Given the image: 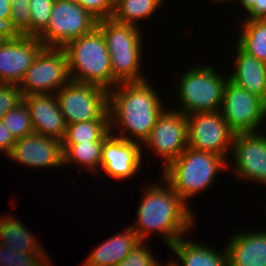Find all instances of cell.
<instances>
[{
    "instance_id": "obj_1",
    "label": "cell",
    "mask_w": 266,
    "mask_h": 266,
    "mask_svg": "<svg viewBox=\"0 0 266 266\" xmlns=\"http://www.w3.org/2000/svg\"><path fill=\"white\" fill-rule=\"evenodd\" d=\"M160 179L164 183L144 187L136 211L137 219L130 227L140 241L147 242L150 234L157 233L170 247L192 230L196 217L191 207L163 178Z\"/></svg>"
},
{
    "instance_id": "obj_2",
    "label": "cell",
    "mask_w": 266,
    "mask_h": 266,
    "mask_svg": "<svg viewBox=\"0 0 266 266\" xmlns=\"http://www.w3.org/2000/svg\"><path fill=\"white\" fill-rule=\"evenodd\" d=\"M158 95L149 79L119 83L109 90L108 110L111 133L125 140L142 144L166 108L162 97Z\"/></svg>"
},
{
    "instance_id": "obj_3",
    "label": "cell",
    "mask_w": 266,
    "mask_h": 266,
    "mask_svg": "<svg viewBox=\"0 0 266 266\" xmlns=\"http://www.w3.org/2000/svg\"><path fill=\"white\" fill-rule=\"evenodd\" d=\"M228 159L211 152L187 147L175 160L161 171L162 178L188 205L196 194L213 185L220 170L230 169ZM194 197V198H193Z\"/></svg>"
},
{
    "instance_id": "obj_4",
    "label": "cell",
    "mask_w": 266,
    "mask_h": 266,
    "mask_svg": "<svg viewBox=\"0 0 266 266\" xmlns=\"http://www.w3.org/2000/svg\"><path fill=\"white\" fill-rule=\"evenodd\" d=\"M97 28L102 32L111 57L113 88L119 83L146 80V75L140 72L144 52L141 27L118 23L109 18L99 20Z\"/></svg>"
},
{
    "instance_id": "obj_5",
    "label": "cell",
    "mask_w": 266,
    "mask_h": 266,
    "mask_svg": "<svg viewBox=\"0 0 266 266\" xmlns=\"http://www.w3.org/2000/svg\"><path fill=\"white\" fill-rule=\"evenodd\" d=\"M71 81L113 89L111 57L102 32H92L69 41L64 47Z\"/></svg>"
},
{
    "instance_id": "obj_6",
    "label": "cell",
    "mask_w": 266,
    "mask_h": 266,
    "mask_svg": "<svg viewBox=\"0 0 266 266\" xmlns=\"http://www.w3.org/2000/svg\"><path fill=\"white\" fill-rule=\"evenodd\" d=\"M179 77L175 97L180 104L176 111L185 115L197 112H215L222 106L223 93L229 77L211 65L188 68Z\"/></svg>"
},
{
    "instance_id": "obj_7",
    "label": "cell",
    "mask_w": 266,
    "mask_h": 266,
    "mask_svg": "<svg viewBox=\"0 0 266 266\" xmlns=\"http://www.w3.org/2000/svg\"><path fill=\"white\" fill-rule=\"evenodd\" d=\"M55 96L66 125L109 119L108 91L102 87L70 81Z\"/></svg>"
},
{
    "instance_id": "obj_8",
    "label": "cell",
    "mask_w": 266,
    "mask_h": 266,
    "mask_svg": "<svg viewBox=\"0 0 266 266\" xmlns=\"http://www.w3.org/2000/svg\"><path fill=\"white\" fill-rule=\"evenodd\" d=\"M71 81L63 47H44L18 84L23 96L55 94Z\"/></svg>"
},
{
    "instance_id": "obj_9",
    "label": "cell",
    "mask_w": 266,
    "mask_h": 266,
    "mask_svg": "<svg viewBox=\"0 0 266 266\" xmlns=\"http://www.w3.org/2000/svg\"><path fill=\"white\" fill-rule=\"evenodd\" d=\"M98 20L71 0H55L46 29L37 37L45 47H64L92 32Z\"/></svg>"
},
{
    "instance_id": "obj_10",
    "label": "cell",
    "mask_w": 266,
    "mask_h": 266,
    "mask_svg": "<svg viewBox=\"0 0 266 266\" xmlns=\"http://www.w3.org/2000/svg\"><path fill=\"white\" fill-rule=\"evenodd\" d=\"M186 116L188 147L227 159L232 151L235 133L229 128L221 111L197 112Z\"/></svg>"
},
{
    "instance_id": "obj_11",
    "label": "cell",
    "mask_w": 266,
    "mask_h": 266,
    "mask_svg": "<svg viewBox=\"0 0 266 266\" xmlns=\"http://www.w3.org/2000/svg\"><path fill=\"white\" fill-rule=\"evenodd\" d=\"M264 109L262 98L228 79L220 111L235 134L262 131L260 129L265 120Z\"/></svg>"
},
{
    "instance_id": "obj_12",
    "label": "cell",
    "mask_w": 266,
    "mask_h": 266,
    "mask_svg": "<svg viewBox=\"0 0 266 266\" xmlns=\"http://www.w3.org/2000/svg\"><path fill=\"white\" fill-rule=\"evenodd\" d=\"M141 145L155 152L164 163L161 168H165L188 147L187 116L166 108Z\"/></svg>"
},
{
    "instance_id": "obj_13",
    "label": "cell",
    "mask_w": 266,
    "mask_h": 266,
    "mask_svg": "<svg viewBox=\"0 0 266 266\" xmlns=\"http://www.w3.org/2000/svg\"><path fill=\"white\" fill-rule=\"evenodd\" d=\"M235 134L230 158L234 161V178L266 184V134Z\"/></svg>"
},
{
    "instance_id": "obj_14",
    "label": "cell",
    "mask_w": 266,
    "mask_h": 266,
    "mask_svg": "<svg viewBox=\"0 0 266 266\" xmlns=\"http://www.w3.org/2000/svg\"><path fill=\"white\" fill-rule=\"evenodd\" d=\"M142 145L110 134L103 143L100 171L113 179L126 180L140 171Z\"/></svg>"
},
{
    "instance_id": "obj_15",
    "label": "cell",
    "mask_w": 266,
    "mask_h": 266,
    "mask_svg": "<svg viewBox=\"0 0 266 266\" xmlns=\"http://www.w3.org/2000/svg\"><path fill=\"white\" fill-rule=\"evenodd\" d=\"M8 158L35 169L64 166L61 140L37 133L16 140Z\"/></svg>"
},
{
    "instance_id": "obj_16",
    "label": "cell",
    "mask_w": 266,
    "mask_h": 266,
    "mask_svg": "<svg viewBox=\"0 0 266 266\" xmlns=\"http://www.w3.org/2000/svg\"><path fill=\"white\" fill-rule=\"evenodd\" d=\"M44 47L37 37L25 35L0 41V83L19 84Z\"/></svg>"
},
{
    "instance_id": "obj_17",
    "label": "cell",
    "mask_w": 266,
    "mask_h": 266,
    "mask_svg": "<svg viewBox=\"0 0 266 266\" xmlns=\"http://www.w3.org/2000/svg\"><path fill=\"white\" fill-rule=\"evenodd\" d=\"M35 133L62 140L66 123L55 94H32L23 96Z\"/></svg>"
},
{
    "instance_id": "obj_18",
    "label": "cell",
    "mask_w": 266,
    "mask_h": 266,
    "mask_svg": "<svg viewBox=\"0 0 266 266\" xmlns=\"http://www.w3.org/2000/svg\"><path fill=\"white\" fill-rule=\"evenodd\" d=\"M227 241L228 266H266V230H239Z\"/></svg>"
},
{
    "instance_id": "obj_19",
    "label": "cell",
    "mask_w": 266,
    "mask_h": 266,
    "mask_svg": "<svg viewBox=\"0 0 266 266\" xmlns=\"http://www.w3.org/2000/svg\"><path fill=\"white\" fill-rule=\"evenodd\" d=\"M234 70L229 80L264 101L266 100V63L244 52L235 44Z\"/></svg>"
},
{
    "instance_id": "obj_20",
    "label": "cell",
    "mask_w": 266,
    "mask_h": 266,
    "mask_svg": "<svg viewBox=\"0 0 266 266\" xmlns=\"http://www.w3.org/2000/svg\"><path fill=\"white\" fill-rule=\"evenodd\" d=\"M169 248L177 256L169 259L174 266H228L225 247L223 252L217 251L213 246L183 236Z\"/></svg>"
},
{
    "instance_id": "obj_21",
    "label": "cell",
    "mask_w": 266,
    "mask_h": 266,
    "mask_svg": "<svg viewBox=\"0 0 266 266\" xmlns=\"http://www.w3.org/2000/svg\"><path fill=\"white\" fill-rule=\"evenodd\" d=\"M127 227L97 245L98 247L88 254L82 266H116L119 264L140 242L132 228Z\"/></svg>"
},
{
    "instance_id": "obj_22",
    "label": "cell",
    "mask_w": 266,
    "mask_h": 266,
    "mask_svg": "<svg viewBox=\"0 0 266 266\" xmlns=\"http://www.w3.org/2000/svg\"><path fill=\"white\" fill-rule=\"evenodd\" d=\"M25 226L16 216L2 215L0 217V244L19 253L48 254Z\"/></svg>"
},
{
    "instance_id": "obj_23",
    "label": "cell",
    "mask_w": 266,
    "mask_h": 266,
    "mask_svg": "<svg viewBox=\"0 0 266 266\" xmlns=\"http://www.w3.org/2000/svg\"><path fill=\"white\" fill-rule=\"evenodd\" d=\"M240 24L241 32L237 34L236 44L244 52L266 63V18H246Z\"/></svg>"
},
{
    "instance_id": "obj_24",
    "label": "cell",
    "mask_w": 266,
    "mask_h": 266,
    "mask_svg": "<svg viewBox=\"0 0 266 266\" xmlns=\"http://www.w3.org/2000/svg\"><path fill=\"white\" fill-rule=\"evenodd\" d=\"M103 143L104 141H91L78 144H62L63 165H77L87 169L88 173L89 171L93 174L99 173Z\"/></svg>"
},
{
    "instance_id": "obj_25",
    "label": "cell",
    "mask_w": 266,
    "mask_h": 266,
    "mask_svg": "<svg viewBox=\"0 0 266 266\" xmlns=\"http://www.w3.org/2000/svg\"><path fill=\"white\" fill-rule=\"evenodd\" d=\"M164 2V0H120L114 6L112 18L118 23L139 27V20L149 19L148 17L154 15L156 10H160Z\"/></svg>"
},
{
    "instance_id": "obj_26",
    "label": "cell",
    "mask_w": 266,
    "mask_h": 266,
    "mask_svg": "<svg viewBox=\"0 0 266 266\" xmlns=\"http://www.w3.org/2000/svg\"><path fill=\"white\" fill-rule=\"evenodd\" d=\"M111 134L109 119L82 121L67 125L62 144H78L91 141H105Z\"/></svg>"
},
{
    "instance_id": "obj_27",
    "label": "cell",
    "mask_w": 266,
    "mask_h": 266,
    "mask_svg": "<svg viewBox=\"0 0 266 266\" xmlns=\"http://www.w3.org/2000/svg\"><path fill=\"white\" fill-rule=\"evenodd\" d=\"M15 140L35 133L29 110L22 101L1 119Z\"/></svg>"
},
{
    "instance_id": "obj_28",
    "label": "cell",
    "mask_w": 266,
    "mask_h": 266,
    "mask_svg": "<svg viewBox=\"0 0 266 266\" xmlns=\"http://www.w3.org/2000/svg\"><path fill=\"white\" fill-rule=\"evenodd\" d=\"M0 266H53L47 254H24L0 244Z\"/></svg>"
},
{
    "instance_id": "obj_29",
    "label": "cell",
    "mask_w": 266,
    "mask_h": 266,
    "mask_svg": "<svg viewBox=\"0 0 266 266\" xmlns=\"http://www.w3.org/2000/svg\"><path fill=\"white\" fill-rule=\"evenodd\" d=\"M55 0H31L30 37H38L47 27Z\"/></svg>"
},
{
    "instance_id": "obj_30",
    "label": "cell",
    "mask_w": 266,
    "mask_h": 266,
    "mask_svg": "<svg viewBox=\"0 0 266 266\" xmlns=\"http://www.w3.org/2000/svg\"><path fill=\"white\" fill-rule=\"evenodd\" d=\"M31 0H10L11 16L14 27L21 35L30 36Z\"/></svg>"
},
{
    "instance_id": "obj_31",
    "label": "cell",
    "mask_w": 266,
    "mask_h": 266,
    "mask_svg": "<svg viewBox=\"0 0 266 266\" xmlns=\"http://www.w3.org/2000/svg\"><path fill=\"white\" fill-rule=\"evenodd\" d=\"M152 252L147 242L140 241L116 266H160L161 263L155 258Z\"/></svg>"
},
{
    "instance_id": "obj_32",
    "label": "cell",
    "mask_w": 266,
    "mask_h": 266,
    "mask_svg": "<svg viewBox=\"0 0 266 266\" xmlns=\"http://www.w3.org/2000/svg\"><path fill=\"white\" fill-rule=\"evenodd\" d=\"M23 95L18 84L0 83V120L22 102Z\"/></svg>"
},
{
    "instance_id": "obj_33",
    "label": "cell",
    "mask_w": 266,
    "mask_h": 266,
    "mask_svg": "<svg viewBox=\"0 0 266 266\" xmlns=\"http://www.w3.org/2000/svg\"><path fill=\"white\" fill-rule=\"evenodd\" d=\"M81 5L98 21L113 17L114 6L109 0H71Z\"/></svg>"
},
{
    "instance_id": "obj_34",
    "label": "cell",
    "mask_w": 266,
    "mask_h": 266,
    "mask_svg": "<svg viewBox=\"0 0 266 266\" xmlns=\"http://www.w3.org/2000/svg\"><path fill=\"white\" fill-rule=\"evenodd\" d=\"M244 7L246 18H266V0H236Z\"/></svg>"
},
{
    "instance_id": "obj_35",
    "label": "cell",
    "mask_w": 266,
    "mask_h": 266,
    "mask_svg": "<svg viewBox=\"0 0 266 266\" xmlns=\"http://www.w3.org/2000/svg\"><path fill=\"white\" fill-rule=\"evenodd\" d=\"M15 141L8 128H6L2 120H0V152L8 156Z\"/></svg>"
},
{
    "instance_id": "obj_36",
    "label": "cell",
    "mask_w": 266,
    "mask_h": 266,
    "mask_svg": "<svg viewBox=\"0 0 266 266\" xmlns=\"http://www.w3.org/2000/svg\"><path fill=\"white\" fill-rule=\"evenodd\" d=\"M20 36L10 19L0 18V41L17 39Z\"/></svg>"
},
{
    "instance_id": "obj_37",
    "label": "cell",
    "mask_w": 266,
    "mask_h": 266,
    "mask_svg": "<svg viewBox=\"0 0 266 266\" xmlns=\"http://www.w3.org/2000/svg\"><path fill=\"white\" fill-rule=\"evenodd\" d=\"M11 3L10 0H0V18L10 19Z\"/></svg>"
},
{
    "instance_id": "obj_38",
    "label": "cell",
    "mask_w": 266,
    "mask_h": 266,
    "mask_svg": "<svg viewBox=\"0 0 266 266\" xmlns=\"http://www.w3.org/2000/svg\"><path fill=\"white\" fill-rule=\"evenodd\" d=\"M211 1H212V0H211ZM215 1H216V3L218 4V2H219V3H220V2L223 3V2H225V1H226V2L228 1V2H229V1H232V0H213L214 3H215ZM233 1L235 2L236 0H233Z\"/></svg>"
},
{
    "instance_id": "obj_39",
    "label": "cell",
    "mask_w": 266,
    "mask_h": 266,
    "mask_svg": "<svg viewBox=\"0 0 266 266\" xmlns=\"http://www.w3.org/2000/svg\"><path fill=\"white\" fill-rule=\"evenodd\" d=\"M113 6H115L120 0H109Z\"/></svg>"
},
{
    "instance_id": "obj_40",
    "label": "cell",
    "mask_w": 266,
    "mask_h": 266,
    "mask_svg": "<svg viewBox=\"0 0 266 266\" xmlns=\"http://www.w3.org/2000/svg\"><path fill=\"white\" fill-rule=\"evenodd\" d=\"M264 117H265V121L264 122H266V100L264 101Z\"/></svg>"
},
{
    "instance_id": "obj_41",
    "label": "cell",
    "mask_w": 266,
    "mask_h": 266,
    "mask_svg": "<svg viewBox=\"0 0 266 266\" xmlns=\"http://www.w3.org/2000/svg\"><path fill=\"white\" fill-rule=\"evenodd\" d=\"M160 266H174L170 261H168V263L167 264H162V265H160Z\"/></svg>"
}]
</instances>
